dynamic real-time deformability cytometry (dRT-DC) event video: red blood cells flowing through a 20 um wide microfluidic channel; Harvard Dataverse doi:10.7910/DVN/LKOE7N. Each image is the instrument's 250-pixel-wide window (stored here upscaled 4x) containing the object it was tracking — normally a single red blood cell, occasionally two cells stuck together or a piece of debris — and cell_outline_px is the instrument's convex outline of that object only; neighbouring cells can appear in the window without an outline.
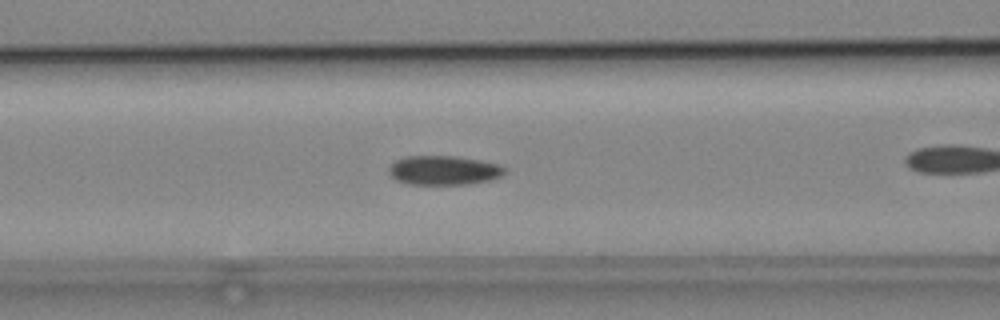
{"species": "common noctule bat (a hibernating species)", "species_latin": "Nyctalus noctula", "temperature_condition": "cold", "stored_images_in_passage": 25, "camera_frame_rate_fps": 3000, "um_per_image_px": 0.085, "animal": {"sex": "male", "body_mass_g": 19.2, "forearm_length_mm": 51.8}, "frame": {"image": 1, "passage_image": 4, "time_ms": 1.0, "image_size_px": [1000, 320], "cell_outline_px": [[504, 176], [488, 180], [468, 184], [408, 184], [396, 180], [388, 172], [388, 168], [396, 160], [404, 156], [456, 156], [500, 164], [504, 168]], "centroid_in_image_um": [37.7, 14.47], "position_along_channel_um": 128.9, "area_um2": 19.71}}